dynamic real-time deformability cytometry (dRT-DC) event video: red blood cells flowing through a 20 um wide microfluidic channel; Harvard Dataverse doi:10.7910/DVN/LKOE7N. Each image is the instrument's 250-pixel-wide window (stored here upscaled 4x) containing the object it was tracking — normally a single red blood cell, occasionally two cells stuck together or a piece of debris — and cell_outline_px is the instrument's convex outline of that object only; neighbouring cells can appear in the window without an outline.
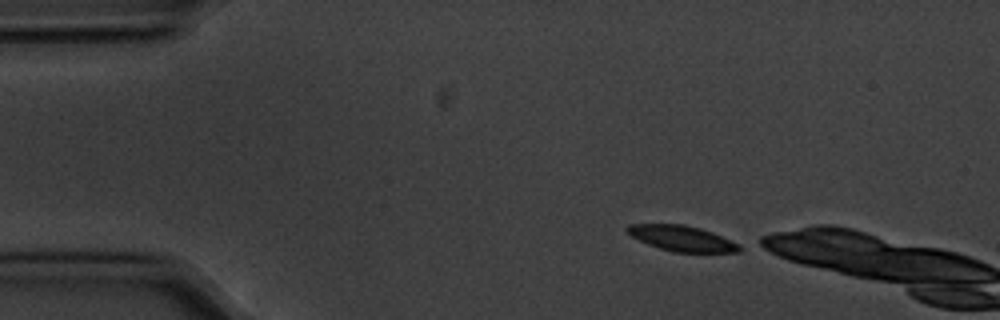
{"species": "common noctule bat (a hibernating species)", "species_latin": "Nyctalus noctula", "temperature_condition": "cold", "stored_images_in_passage": 7, "camera_frame_rate_fps": 3000, "um_per_image_px": 0.085, "animal": {"sex": "male", "body_mass_g": 20.1, "forearm_length_mm": 53.5}, "frame": {"image": 1, "passage_image": 1, "time_ms": 0.0, "image_size_px": [1000, 320], "cell_outline_px": [[740, 252], [672, 252], [648, 244], [632, 236], [624, 228], [628, 224], [684, 224], [700, 228], [712, 232], [740, 244]], "centroid_in_image_um": [57.96, 20.25], "position_along_channel_um": 27.0, "area_um2": 16.59}}